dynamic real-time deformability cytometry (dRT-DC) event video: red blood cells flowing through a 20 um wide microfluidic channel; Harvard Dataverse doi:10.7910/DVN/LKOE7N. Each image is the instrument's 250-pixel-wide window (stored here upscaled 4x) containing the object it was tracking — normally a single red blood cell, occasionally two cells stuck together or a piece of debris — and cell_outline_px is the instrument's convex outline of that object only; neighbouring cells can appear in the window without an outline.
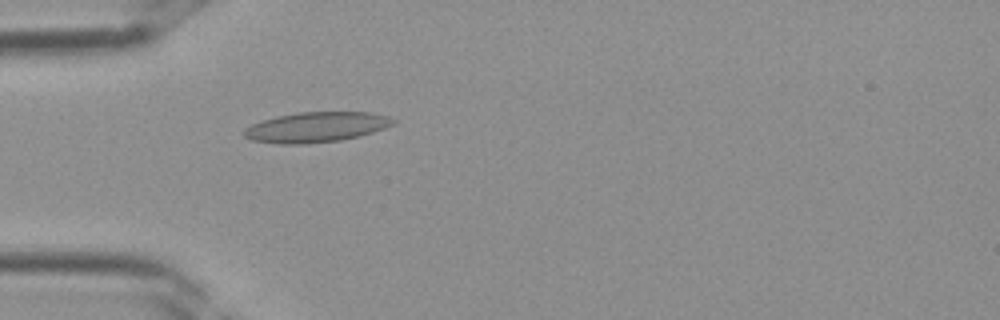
{"species": "Egyptian fruit bat (a non-hibernating species)", "species_latin": "Rousettus aegyptiacus", "temperature_condition": "room temperature", "stored_images_in_passage": 37, "camera_frame_rate_fps": 3000, "um_per_image_px": 0.085, "frame": {"image": 1, "passage_image": 11, "time_ms": 3.333, "image_size_px": [1000, 320], "cell_outline_px": [[396, 124], [360, 136], [340, 140], [308, 144], [276, 144], [252, 140], [244, 136], [244, 128], [252, 124], [276, 116], [300, 112], [372, 112], [388, 116], [396, 120]], "centroid_in_image_um": [26.9, 10.81], "position_along_channel_um": 58.1, "area_um2": 26.36}}
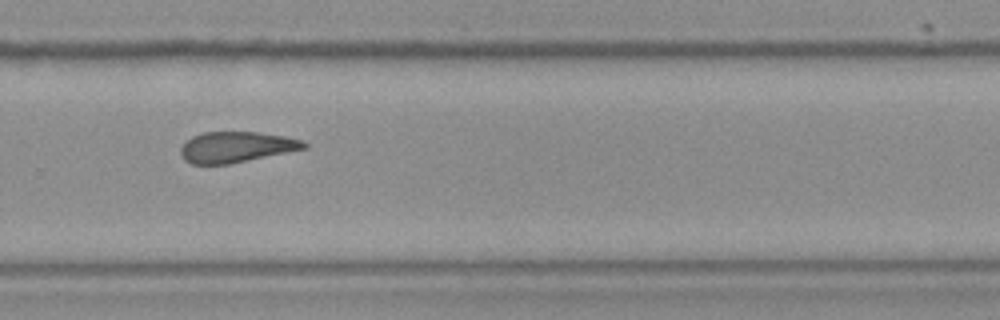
{"frame": {"image": 2, "passage_image": 25, "time_ms": 8.0, "image_size_px": [1000, 320], "cell_outline_px": [[308, 148], [232, 164], [192, 164], [184, 160], [180, 156], [180, 148], [192, 136], [204, 132], [256, 132], [284, 136], [300, 140], [308, 144]], "centroid_in_image_um": [20.07, 12.51], "position_along_channel_um": 309.7, "area_um2": 22.2}}
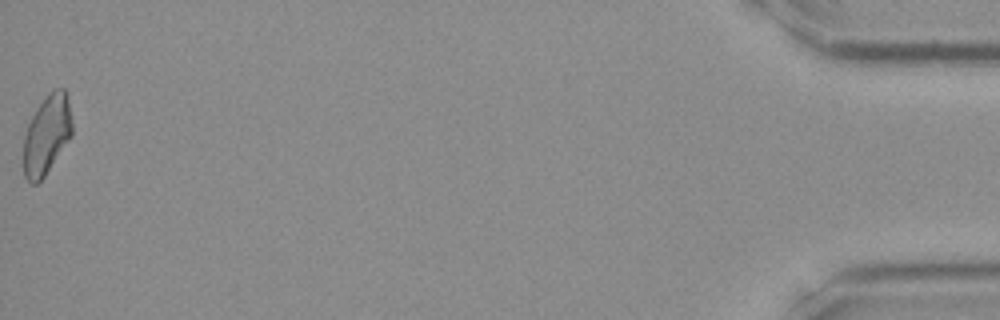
{"frame": {"image": 3, "passage_image": 37, "time_ms": 12.0, "image_size_px": [1000, 320], "cell_outline_px": [[72, 136], [44, 176], [36, 184], [32, 184], [24, 176], [24, 136], [28, 124], [36, 108], [48, 92], [52, 88], [64, 88], [68, 92], [72, 124]], "centroid_in_image_um": [4.0, 11.39], "position_along_channel_um": 431.2, "area_um2": 22.6}}